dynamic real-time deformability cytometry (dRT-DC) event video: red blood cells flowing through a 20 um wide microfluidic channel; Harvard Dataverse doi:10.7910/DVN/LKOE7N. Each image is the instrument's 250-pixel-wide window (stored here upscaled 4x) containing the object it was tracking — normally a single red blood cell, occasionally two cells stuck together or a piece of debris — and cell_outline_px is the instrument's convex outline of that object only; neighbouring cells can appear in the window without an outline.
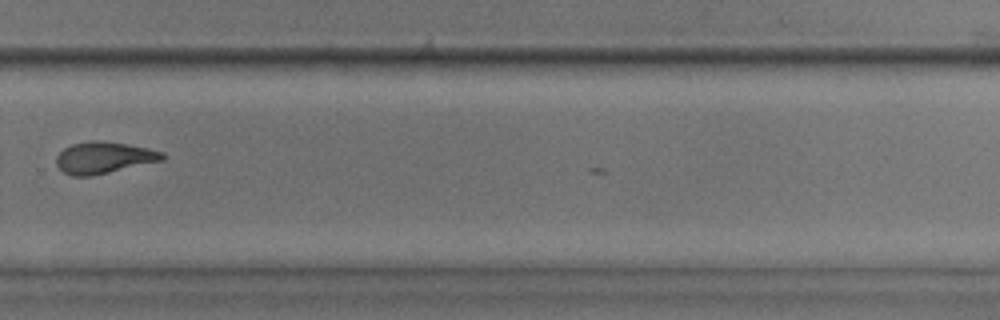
{"species": "common noctule bat (a hibernating species)", "species_latin": "Nyctalus noctula", "temperature_condition": "room temperature", "stored_images_in_passage": 9, "camera_frame_rate_fps": 3000, "um_per_image_px": 0.085, "animal": {"sex": "male", "body_mass_g": 17.9, "forearm_length_mm": 54.2}, "frame": {"image": 1, "passage_image": 9, "time_ms": 2.667, "image_size_px": [1000, 320], "cell_outline_px": [[168, 156], [164, 160], [92, 176], [72, 176], [64, 172], [56, 164], [56, 156], [64, 148], [72, 144], [88, 140], [100, 140], [148, 148], [164, 152]], "centroid_in_image_um": [8.84, 13.4], "position_along_channel_um": 321.0, "area_um2": 19.65}}